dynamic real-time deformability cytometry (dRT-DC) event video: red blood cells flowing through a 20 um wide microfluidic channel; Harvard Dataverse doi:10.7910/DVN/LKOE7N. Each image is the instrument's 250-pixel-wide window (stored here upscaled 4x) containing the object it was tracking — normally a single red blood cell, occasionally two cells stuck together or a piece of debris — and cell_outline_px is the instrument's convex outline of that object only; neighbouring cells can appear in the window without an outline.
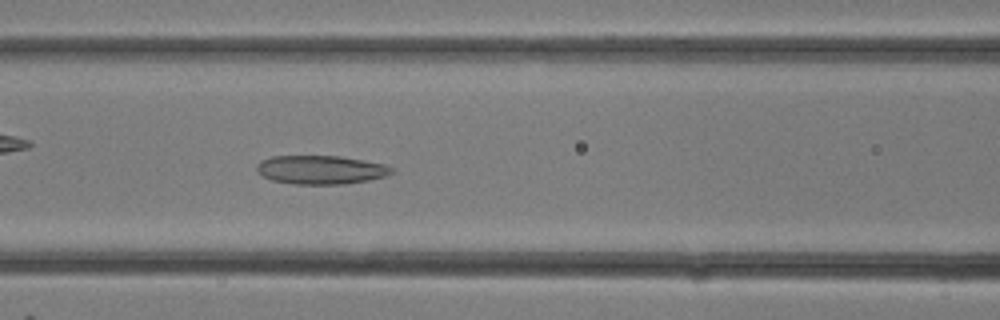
{"species": "common noctule bat (a hibernating species)", "species_latin": "Nyctalus noctula", "temperature_condition": "room temperature", "stored_images_in_passage": 13, "camera_frame_rate_fps": 3000, "um_per_image_px": 0.085, "animal": {"sex": "female"}, "frame": {"image": 1, "passage_image": 13, "time_ms": 4.0, "image_size_px": [1000, 320], "cell_outline_px": [[396, 172], [384, 176], [368, 180], [344, 184], [292, 184], [272, 180], [256, 172], [256, 164], [260, 160], [272, 156], [340, 156], [384, 164], [392, 168]], "centroid_in_image_um": [27.23, 14.43], "position_along_channel_um": 139.4, "area_um2": 22.6}}